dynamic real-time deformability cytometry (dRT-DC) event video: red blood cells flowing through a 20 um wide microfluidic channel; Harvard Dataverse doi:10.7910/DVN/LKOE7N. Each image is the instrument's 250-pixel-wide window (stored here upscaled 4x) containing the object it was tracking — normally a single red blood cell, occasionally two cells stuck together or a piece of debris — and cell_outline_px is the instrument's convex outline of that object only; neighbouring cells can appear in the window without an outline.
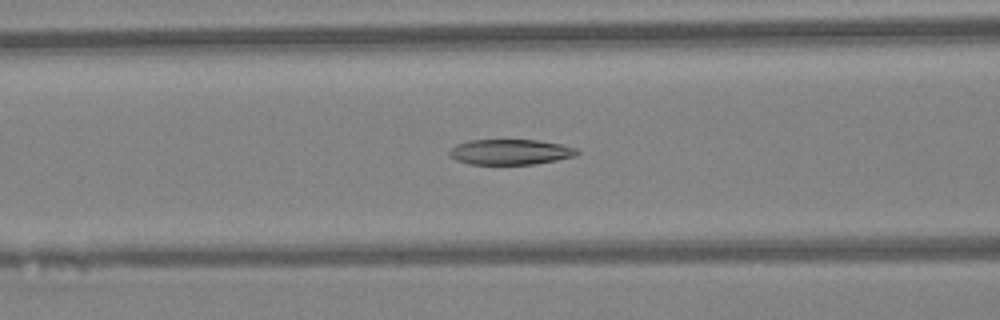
{"species": "Egyptian fruit bat (a non-hibernating species)", "species_latin": "Rousettus aegyptiacus", "temperature_condition": "warm", "stored_images_in_passage": 47, "camera_frame_rate_fps": 3000, "um_per_image_px": 0.085, "animal": {"sex": "female"}, "frame": {"image": 1, "passage_image": 19, "time_ms": 6.0, "image_size_px": [1000, 320], "cell_outline_px": [[580, 152], [576, 156], [536, 164], [468, 164], [456, 160], [448, 156], [448, 152], [456, 144], [468, 140], [536, 140], [560, 144], [576, 148]], "centroid_in_image_um": [43.35, 12.92], "position_along_channel_um": 123.2, "area_um2": 18.96}}
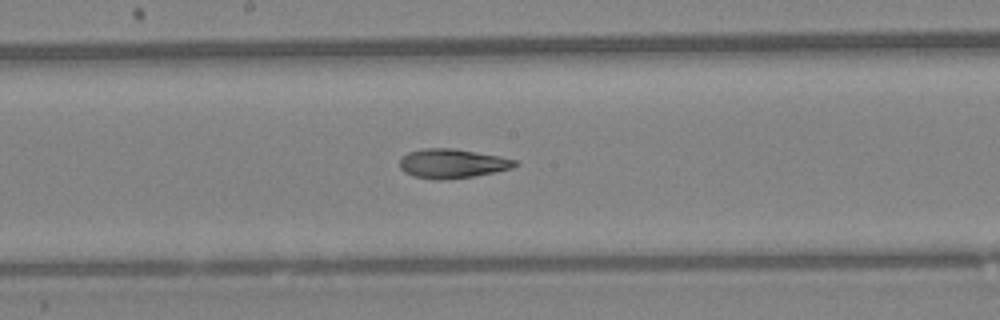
{"frame": {"image": 2, "passage_image": 25, "time_ms": 8.0, "image_size_px": [1000, 320], "cell_outline_px": [[520, 164], [512, 168], [472, 176], [436, 180], [412, 176], [404, 172], [400, 168], [400, 160], [408, 152], [424, 148], [452, 148], [500, 156], [516, 160]], "centroid_in_image_um": [38.43, 13.89], "position_along_channel_um": 209.8, "area_um2": 19.48}}
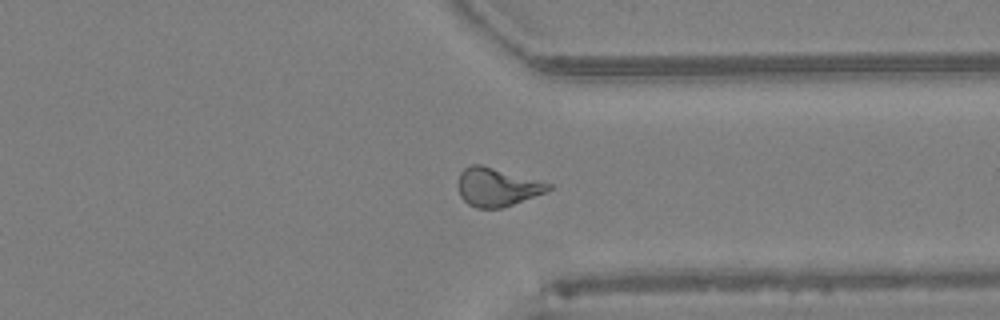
{"frame": {"image": 3, "passage_image": 36, "time_ms": 11.667, "image_size_px": [1000, 320], "cell_outline_px": [[552, 188], [544, 192], [512, 204], [500, 208], [476, 208], [468, 204], [460, 196], [460, 172], [468, 164], [480, 164], [552, 184]], "centroid_in_image_um": [42.22, 15.89], "position_along_channel_um": 369.2, "area_um2": 19.71}, "authors_computed_cell_mechanics": {"area_um2": 19.8254, "velocity_mm_per_s": 4.3515, "shape_relaxation_time_tau1_ms": null, "shape_relaxation_time_tau2_ms": 2.3184, "deformation_change_tau1": null, "deformation_change_tau2": 0.1065}}